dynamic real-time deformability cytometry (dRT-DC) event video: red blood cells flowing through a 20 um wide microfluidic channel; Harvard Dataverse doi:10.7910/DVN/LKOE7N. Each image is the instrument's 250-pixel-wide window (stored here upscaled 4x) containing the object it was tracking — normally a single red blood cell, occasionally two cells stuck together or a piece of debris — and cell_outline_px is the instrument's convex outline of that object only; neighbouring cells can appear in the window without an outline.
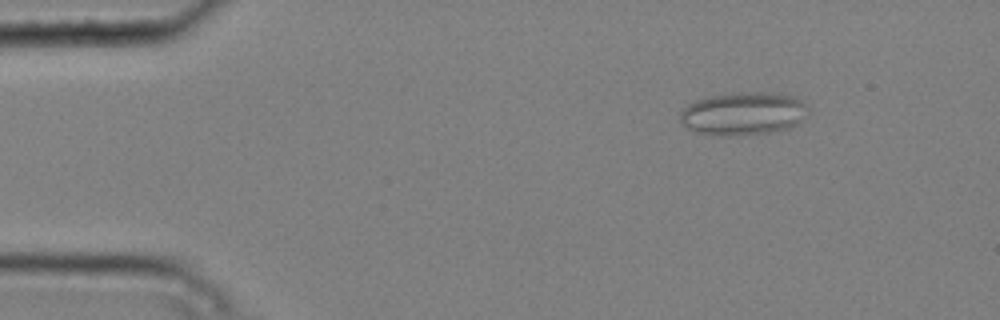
{"species": "common noctule bat (a hibernating species)", "species_latin": "Nyctalus noctula", "temperature_condition": "cold", "stored_images_in_passage": 5, "camera_frame_rate_fps": 3000, "um_per_image_px": 0.085, "animal": {"sex": "male", "body_mass_g": 20.4}, "frame": {"image": 1, "passage_image": 2, "time_ms": 0.333, "image_size_px": [1000, 320], "cell_outline_px": [[808, 112], [796, 124], [788, 128], [768, 132], [736, 136], [720, 136], [696, 132], [688, 128], [680, 120], [680, 112], [688, 104], [696, 100], [708, 96], [732, 92], [780, 92], [792, 96], [800, 100], [808, 108]], "centroid_in_image_um": [63.16, 9.64], "position_along_channel_um": 21.8, "area_um2": 32.25}}